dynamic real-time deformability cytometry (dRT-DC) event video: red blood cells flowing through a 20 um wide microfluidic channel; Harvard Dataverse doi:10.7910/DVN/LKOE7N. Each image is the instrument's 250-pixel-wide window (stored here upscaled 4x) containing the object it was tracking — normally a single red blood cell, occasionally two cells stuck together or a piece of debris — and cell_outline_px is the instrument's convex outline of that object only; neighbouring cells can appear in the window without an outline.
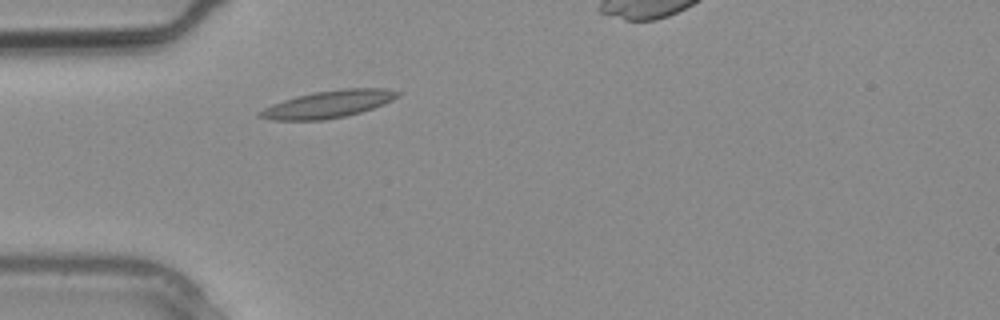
{"species": "common noctule bat (a hibernating species)", "species_latin": "Nyctalus noctula", "temperature_condition": "warm", "stored_images_in_passage": 1, "camera_frame_rate_fps": 3000, "um_per_image_px": 0.085, "animal": {"sex": "male", "body_mass_g": 20.4}, "frame": {"image": 1, "passage_image": 1, "time_ms": 0.0, "image_size_px": [1000, 320], "cell_outline_px": [[400, 92], [392, 100], [384, 104], [360, 112], [344, 116], [324, 120], [272, 120], [256, 116], [256, 112], [272, 104], [296, 96], [316, 92], [344, 88], [384, 88]], "centroid_in_image_um": [27.85, 8.86], "position_along_channel_um": 57.1, "area_um2": 21.68}}